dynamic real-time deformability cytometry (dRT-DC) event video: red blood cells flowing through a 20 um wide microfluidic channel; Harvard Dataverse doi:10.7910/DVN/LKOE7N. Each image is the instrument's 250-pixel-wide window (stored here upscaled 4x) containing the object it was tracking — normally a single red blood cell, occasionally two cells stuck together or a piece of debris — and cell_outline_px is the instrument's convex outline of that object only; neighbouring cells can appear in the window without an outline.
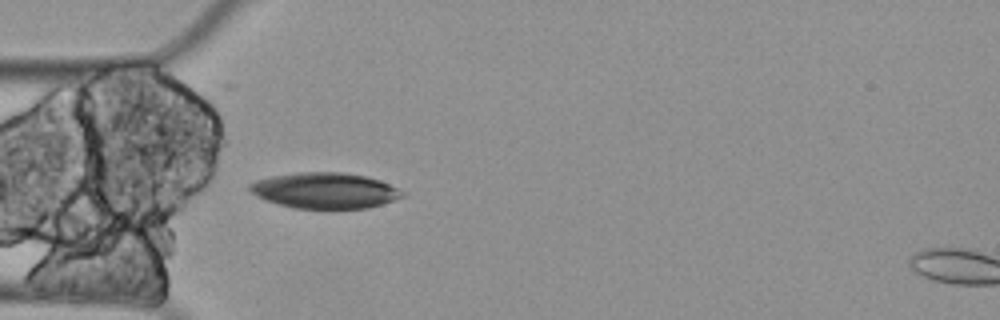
{"species": "Egyptian fruit bat (a non-hibernating species)", "species_latin": "Rousettus aegyptiacus", "temperature_condition": "cold", "stored_images_in_passage": 3, "camera_frame_rate_fps": 3000, "um_per_image_px": 0.085, "animal": {"sex": "female"}, "frame": {"image": 1, "passage_image": 2, "time_ms": 0.333, "image_size_px": [1000, 320], "cell_outline_px": [[408, 192], [404, 196], [368, 208], [292, 208], [268, 200], [252, 192], [248, 188], [248, 184], [256, 180], [272, 176], [296, 172], [344, 172], [368, 176], [380, 180]], "centroid_in_image_um": [27.66, 16.17], "position_along_channel_um": 57.3, "area_um2": 31.73}}